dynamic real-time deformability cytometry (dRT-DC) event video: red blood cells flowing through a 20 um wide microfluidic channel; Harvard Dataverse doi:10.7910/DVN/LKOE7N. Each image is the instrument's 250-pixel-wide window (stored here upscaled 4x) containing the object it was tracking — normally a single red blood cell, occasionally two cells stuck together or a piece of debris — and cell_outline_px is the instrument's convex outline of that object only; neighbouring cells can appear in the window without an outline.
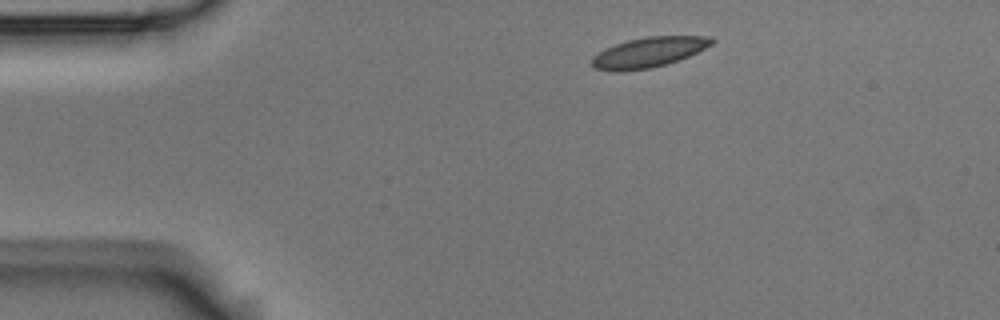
{"species": "Egyptian fruit bat (a non-hibernating species)", "species_latin": "Rousettus aegyptiacus", "temperature_condition": "room temperature", "stored_images_in_passage": 6, "camera_frame_rate_fps": 3000, "um_per_image_px": 0.085, "animal": {"sex": "male"}, "frame": {"image": 1, "passage_image": 6, "time_ms": 1.667, "image_size_px": [1000, 320], "cell_outline_px": [[716, 40], [712, 44], [688, 56], [652, 68], [620, 72], [616, 72], [596, 68], [592, 64], [592, 56], [604, 48], [628, 40], [644, 36], [712, 36]], "centroid_in_image_um": [55.12, 4.44], "position_along_channel_um": 29.9, "area_um2": 20.98}}